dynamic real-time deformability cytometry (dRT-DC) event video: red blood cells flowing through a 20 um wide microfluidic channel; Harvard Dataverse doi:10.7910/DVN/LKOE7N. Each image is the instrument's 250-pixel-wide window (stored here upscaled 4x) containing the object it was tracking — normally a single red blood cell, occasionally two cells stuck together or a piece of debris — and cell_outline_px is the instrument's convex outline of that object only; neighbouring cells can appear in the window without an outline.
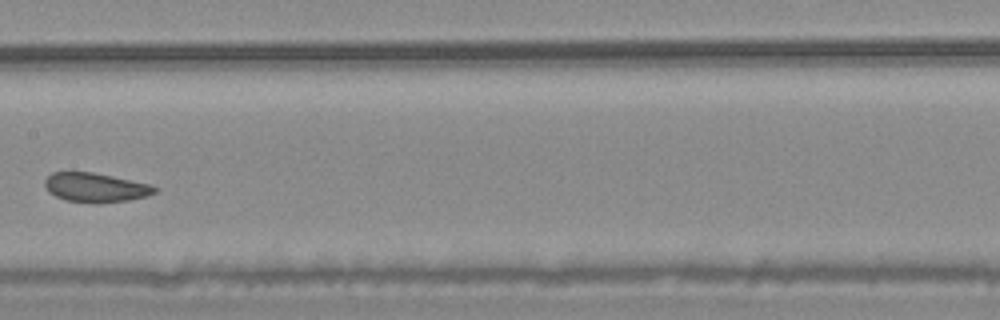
{"species": "common noctule bat (a hibernating species)", "species_latin": "Nyctalus noctula", "temperature_condition": "warm", "stored_images_in_passage": 9, "camera_frame_rate_fps": 3000, "um_per_image_px": 0.085, "animal": {"sex": "male", "body_mass_g": 20.4}, "frame": {"image": 1, "passage_image": 6, "time_ms": 1.667, "image_size_px": [1000, 320], "cell_outline_px": [[160, 188], [156, 192], [148, 196], [128, 200], [64, 200], [48, 192], [44, 184], [44, 180], [52, 172], [92, 172], [152, 184]], "centroid_in_image_um": [8.14, 15.89], "position_along_channel_um": 199.3, "area_um2": 18.09}}
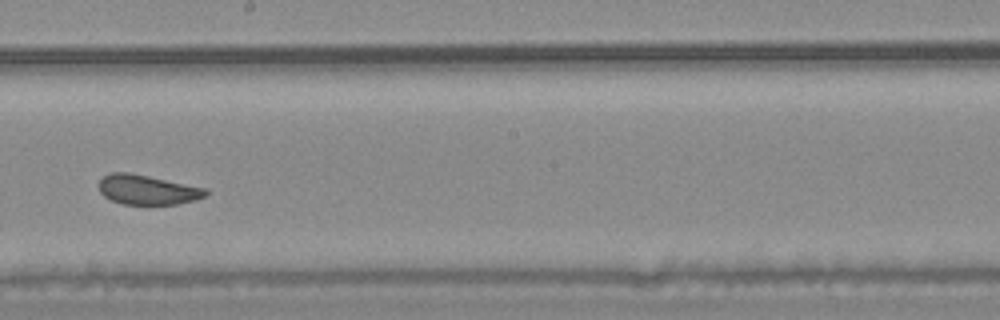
{"frame": {"image": 2, "passage_image": 7, "time_ms": 2.0, "image_size_px": [1000, 320], "cell_outline_px": [[208, 192], [204, 196], [196, 200], [176, 204], [124, 204], [112, 200], [104, 196], [100, 192], [100, 180], [108, 172], [128, 172], [208, 188]], "centroid_in_image_um": [12.54, 16.12], "position_along_channel_um": 235.7, "area_um2": 18.38}}